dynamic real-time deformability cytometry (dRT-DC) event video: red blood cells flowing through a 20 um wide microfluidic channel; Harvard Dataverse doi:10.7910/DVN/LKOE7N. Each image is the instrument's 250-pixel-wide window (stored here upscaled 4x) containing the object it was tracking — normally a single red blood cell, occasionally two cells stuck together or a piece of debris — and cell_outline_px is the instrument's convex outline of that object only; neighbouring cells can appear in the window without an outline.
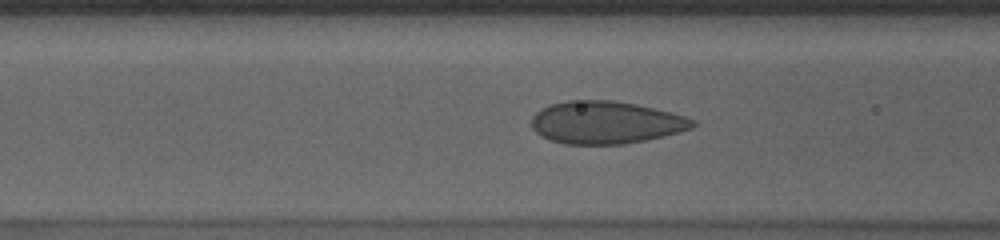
{"species": "human", "species_latin": "Homo sapiens", "temperature_condition": "cold", "stored_images_in_passage": 56, "camera_frame_rate_fps": 3000, "um_per_image_px": 0.085, "donor": {"sex": "male"}, "frame": {"image": 1, "passage_image": 21, "time_ms": 6.667, "image_size_px": [1000, 240], "cell_outline_px": [[696, 124], [692, 128], [680, 132], [664, 136], [624, 144], [564, 144], [548, 140], [540, 136], [532, 128], [532, 116], [540, 108], [552, 104], [568, 100], [612, 100], [636, 104], [672, 112], [696, 120]], "centroid_in_image_um": [51.48, 10.41], "position_along_channel_um": 115.1, "area_um2": 40.17}}
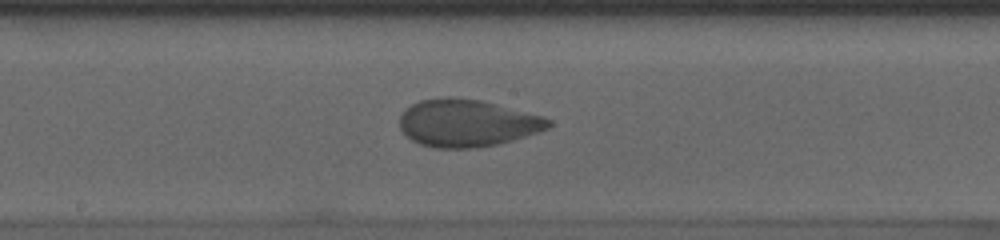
{"frame": {"image": 2, "passage_image": 29, "time_ms": 9.333, "image_size_px": [1000, 240], "cell_outline_px": [[552, 124], [548, 128], [500, 144], [476, 148], [432, 148], [420, 144], [412, 140], [400, 128], [400, 116], [404, 108], [420, 100], [448, 96], [452, 96], [480, 100], [544, 116], [552, 120]], "centroid_in_image_um": [39.69, 10.45], "position_along_channel_um": 208.5, "area_um2": 41.21}}
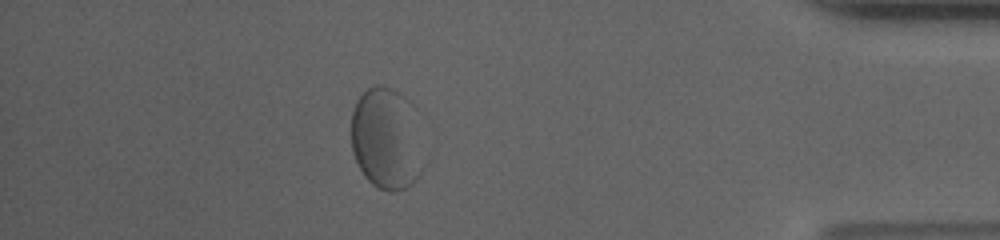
{"frame": {"image": 3, "passage_image": 49, "time_ms": 16.0, "image_size_px": [1000, 240], "cell_outline_px": [[416, 176], [412, 184], [404, 188], [392, 192], [388, 192], [372, 184], [364, 176], [352, 152], [352, 112], [356, 100], [368, 88], [376, 84], [380, 84], [404, 96], [416, 108]], "centroid_in_image_um": [32.73, 11.73], "position_along_channel_um": 402.5, "area_um2": 41.27}, "authors_computed_cell_mechanics": {"area_um2": 40.6045, "velocity_mm_per_s": 3.5069, "shape_relaxation_time_tau1_ms": 10.8172, "shape_relaxation_time_tau2_ms": null, "deformation_change_tau1": 0.2061, "deformation_change_tau2": null}}